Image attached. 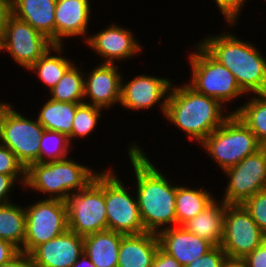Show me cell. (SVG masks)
Returning <instances> with one entry per match:
<instances>
[{"instance_id":"obj_37","label":"cell","mask_w":266,"mask_h":267,"mask_svg":"<svg viewBox=\"0 0 266 267\" xmlns=\"http://www.w3.org/2000/svg\"><path fill=\"white\" fill-rule=\"evenodd\" d=\"M243 259L248 267H266V240Z\"/></svg>"},{"instance_id":"obj_36","label":"cell","mask_w":266,"mask_h":267,"mask_svg":"<svg viewBox=\"0 0 266 267\" xmlns=\"http://www.w3.org/2000/svg\"><path fill=\"white\" fill-rule=\"evenodd\" d=\"M16 183L20 184L24 189L26 175H5L0 173V204H8L13 201L12 199L10 200V195H12V191L14 192Z\"/></svg>"},{"instance_id":"obj_16","label":"cell","mask_w":266,"mask_h":267,"mask_svg":"<svg viewBox=\"0 0 266 267\" xmlns=\"http://www.w3.org/2000/svg\"><path fill=\"white\" fill-rule=\"evenodd\" d=\"M119 69L116 64L99 63L88 73L84 70V103L104 110H110L117 103L119 105L122 79Z\"/></svg>"},{"instance_id":"obj_24","label":"cell","mask_w":266,"mask_h":267,"mask_svg":"<svg viewBox=\"0 0 266 267\" xmlns=\"http://www.w3.org/2000/svg\"><path fill=\"white\" fill-rule=\"evenodd\" d=\"M64 45H53L28 70L35 73L50 92L66 71L75 63L63 54ZM54 53V54H53ZM57 53V54H56Z\"/></svg>"},{"instance_id":"obj_31","label":"cell","mask_w":266,"mask_h":267,"mask_svg":"<svg viewBox=\"0 0 266 267\" xmlns=\"http://www.w3.org/2000/svg\"><path fill=\"white\" fill-rule=\"evenodd\" d=\"M104 109L82 103L76 109V114L73 119V128L71 134L68 136L70 143L73 145L72 141L75 139H85L91 135V133L96 132L98 121L101 120L102 111Z\"/></svg>"},{"instance_id":"obj_41","label":"cell","mask_w":266,"mask_h":267,"mask_svg":"<svg viewBox=\"0 0 266 267\" xmlns=\"http://www.w3.org/2000/svg\"><path fill=\"white\" fill-rule=\"evenodd\" d=\"M0 267H33L30 256L20 252L10 262L1 265Z\"/></svg>"},{"instance_id":"obj_5","label":"cell","mask_w":266,"mask_h":267,"mask_svg":"<svg viewBox=\"0 0 266 267\" xmlns=\"http://www.w3.org/2000/svg\"><path fill=\"white\" fill-rule=\"evenodd\" d=\"M194 51L189 52L190 65L189 83L197 93L218 100L223 106H230L233 100L247 95L237 83L235 76L217 60H215L198 42L193 45Z\"/></svg>"},{"instance_id":"obj_14","label":"cell","mask_w":266,"mask_h":267,"mask_svg":"<svg viewBox=\"0 0 266 267\" xmlns=\"http://www.w3.org/2000/svg\"><path fill=\"white\" fill-rule=\"evenodd\" d=\"M121 79L120 106L125 110H151L156 104L164 117L173 79L139 74L132 80Z\"/></svg>"},{"instance_id":"obj_1","label":"cell","mask_w":266,"mask_h":267,"mask_svg":"<svg viewBox=\"0 0 266 267\" xmlns=\"http://www.w3.org/2000/svg\"><path fill=\"white\" fill-rule=\"evenodd\" d=\"M127 154L133 169L134 188L145 232L158 234L177 226L176 184L156 168L137 142L128 143ZM161 170V171H160ZM172 182V183H171Z\"/></svg>"},{"instance_id":"obj_42","label":"cell","mask_w":266,"mask_h":267,"mask_svg":"<svg viewBox=\"0 0 266 267\" xmlns=\"http://www.w3.org/2000/svg\"><path fill=\"white\" fill-rule=\"evenodd\" d=\"M222 267H248L243 258L226 257Z\"/></svg>"},{"instance_id":"obj_3","label":"cell","mask_w":266,"mask_h":267,"mask_svg":"<svg viewBox=\"0 0 266 267\" xmlns=\"http://www.w3.org/2000/svg\"><path fill=\"white\" fill-rule=\"evenodd\" d=\"M225 108L218 100L197 93L186 82L172 84L164 119L199 145L231 115Z\"/></svg>"},{"instance_id":"obj_15","label":"cell","mask_w":266,"mask_h":267,"mask_svg":"<svg viewBox=\"0 0 266 267\" xmlns=\"http://www.w3.org/2000/svg\"><path fill=\"white\" fill-rule=\"evenodd\" d=\"M134 34L131 28L127 29L114 22L105 29L89 35L85 46L87 45L92 52L101 57L100 60H103L101 63L116 64L117 61L130 60L140 55L144 49Z\"/></svg>"},{"instance_id":"obj_13","label":"cell","mask_w":266,"mask_h":267,"mask_svg":"<svg viewBox=\"0 0 266 267\" xmlns=\"http://www.w3.org/2000/svg\"><path fill=\"white\" fill-rule=\"evenodd\" d=\"M265 240L266 236L242 204L226 205L221 247L228 257L244 258Z\"/></svg>"},{"instance_id":"obj_18","label":"cell","mask_w":266,"mask_h":267,"mask_svg":"<svg viewBox=\"0 0 266 267\" xmlns=\"http://www.w3.org/2000/svg\"><path fill=\"white\" fill-rule=\"evenodd\" d=\"M91 6V0H56L55 45H65V38L71 37H82L86 42L90 34Z\"/></svg>"},{"instance_id":"obj_29","label":"cell","mask_w":266,"mask_h":267,"mask_svg":"<svg viewBox=\"0 0 266 267\" xmlns=\"http://www.w3.org/2000/svg\"><path fill=\"white\" fill-rule=\"evenodd\" d=\"M74 63L48 93L49 98L70 103H84V72Z\"/></svg>"},{"instance_id":"obj_20","label":"cell","mask_w":266,"mask_h":267,"mask_svg":"<svg viewBox=\"0 0 266 267\" xmlns=\"http://www.w3.org/2000/svg\"><path fill=\"white\" fill-rule=\"evenodd\" d=\"M159 248V239L155 233L124 235L117 267H151Z\"/></svg>"},{"instance_id":"obj_35","label":"cell","mask_w":266,"mask_h":267,"mask_svg":"<svg viewBox=\"0 0 266 267\" xmlns=\"http://www.w3.org/2000/svg\"><path fill=\"white\" fill-rule=\"evenodd\" d=\"M226 253L221 246H213L200 258L195 259L185 267H222Z\"/></svg>"},{"instance_id":"obj_11","label":"cell","mask_w":266,"mask_h":267,"mask_svg":"<svg viewBox=\"0 0 266 267\" xmlns=\"http://www.w3.org/2000/svg\"><path fill=\"white\" fill-rule=\"evenodd\" d=\"M52 46L44 34L12 14L1 35L0 53L9 52L13 63L27 71Z\"/></svg>"},{"instance_id":"obj_39","label":"cell","mask_w":266,"mask_h":267,"mask_svg":"<svg viewBox=\"0 0 266 267\" xmlns=\"http://www.w3.org/2000/svg\"><path fill=\"white\" fill-rule=\"evenodd\" d=\"M151 267H183V266L174 257L168 255L161 248H159Z\"/></svg>"},{"instance_id":"obj_34","label":"cell","mask_w":266,"mask_h":267,"mask_svg":"<svg viewBox=\"0 0 266 267\" xmlns=\"http://www.w3.org/2000/svg\"><path fill=\"white\" fill-rule=\"evenodd\" d=\"M0 173L5 175H26V168L15 154L0 143Z\"/></svg>"},{"instance_id":"obj_8","label":"cell","mask_w":266,"mask_h":267,"mask_svg":"<svg viewBox=\"0 0 266 267\" xmlns=\"http://www.w3.org/2000/svg\"><path fill=\"white\" fill-rule=\"evenodd\" d=\"M44 130L37 119H29L13 104L1 101L0 143L8 147L26 169L39 162V139Z\"/></svg>"},{"instance_id":"obj_26","label":"cell","mask_w":266,"mask_h":267,"mask_svg":"<svg viewBox=\"0 0 266 267\" xmlns=\"http://www.w3.org/2000/svg\"><path fill=\"white\" fill-rule=\"evenodd\" d=\"M80 103L60 102L47 99L36 117L45 130L56 131L69 136L73 128V119Z\"/></svg>"},{"instance_id":"obj_30","label":"cell","mask_w":266,"mask_h":267,"mask_svg":"<svg viewBox=\"0 0 266 267\" xmlns=\"http://www.w3.org/2000/svg\"><path fill=\"white\" fill-rule=\"evenodd\" d=\"M39 162L55 161L70 155L72 144L66 134L44 130L40 139Z\"/></svg>"},{"instance_id":"obj_9","label":"cell","mask_w":266,"mask_h":267,"mask_svg":"<svg viewBox=\"0 0 266 267\" xmlns=\"http://www.w3.org/2000/svg\"><path fill=\"white\" fill-rule=\"evenodd\" d=\"M116 171L105 170L107 230L124 235L145 233L134 188L125 186ZM134 193V194H133Z\"/></svg>"},{"instance_id":"obj_23","label":"cell","mask_w":266,"mask_h":267,"mask_svg":"<svg viewBox=\"0 0 266 267\" xmlns=\"http://www.w3.org/2000/svg\"><path fill=\"white\" fill-rule=\"evenodd\" d=\"M124 234L105 230L83 237L84 252L96 267H117Z\"/></svg>"},{"instance_id":"obj_10","label":"cell","mask_w":266,"mask_h":267,"mask_svg":"<svg viewBox=\"0 0 266 267\" xmlns=\"http://www.w3.org/2000/svg\"><path fill=\"white\" fill-rule=\"evenodd\" d=\"M26 234L22 253L29 255L37 246L68 230L67 205L58 199H40L25 206Z\"/></svg>"},{"instance_id":"obj_17","label":"cell","mask_w":266,"mask_h":267,"mask_svg":"<svg viewBox=\"0 0 266 267\" xmlns=\"http://www.w3.org/2000/svg\"><path fill=\"white\" fill-rule=\"evenodd\" d=\"M83 252V237L67 230L37 246L29 256L33 267H73Z\"/></svg>"},{"instance_id":"obj_40","label":"cell","mask_w":266,"mask_h":267,"mask_svg":"<svg viewBox=\"0 0 266 267\" xmlns=\"http://www.w3.org/2000/svg\"><path fill=\"white\" fill-rule=\"evenodd\" d=\"M12 14V0H0V37Z\"/></svg>"},{"instance_id":"obj_19","label":"cell","mask_w":266,"mask_h":267,"mask_svg":"<svg viewBox=\"0 0 266 267\" xmlns=\"http://www.w3.org/2000/svg\"><path fill=\"white\" fill-rule=\"evenodd\" d=\"M160 248L174 257L183 267L203 256L213 245L206 239L187 231L183 226H173L158 234Z\"/></svg>"},{"instance_id":"obj_25","label":"cell","mask_w":266,"mask_h":267,"mask_svg":"<svg viewBox=\"0 0 266 267\" xmlns=\"http://www.w3.org/2000/svg\"><path fill=\"white\" fill-rule=\"evenodd\" d=\"M205 187L192 188L176 184V221L182 226L188 220L201 213L216 197Z\"/></svg>"},{"instance_id":"obj_12","label":"cell","mask_w":266,"mask_h":267,"mask_svg":"<svg viewBox=\"0 0 266 267\" xmlns=\"http://www.w3.org/2000/svg\"><path fill=\"white\" fill-rule=\"evenodd\" d=\"M223 173L228 183L222 200L227 204H242L254 194L266 190V147L246 156Z\"/></svg>"},{"instance_id":"obj_21","label":"cell","mask_w":266,"mask_h":267,"mask_svg":"<svg viewBox=\"0 0 266 267\" xmlns=\"http://www.w3.org/2000/svg\"><path fill=\"white\" fill-rule=\"evenodd\" d=\"M56 0H12L13 15L26 21L55 45Z\"/></svg>"},{"instance_id":"obj_33","label":"cell","mask_w":266,"mask_h":267,"mask_svg":"<svg viewBox=\"0 0 266 267\" xmlns=\"http://www.w3.org/2000/svg\"><path fill=\"white\" fill-rule=\"evenodd\" d=\"M248 0H214L215 4L217 5V10L219 8V12L224 21L226 22V26L229 28L237 26V22L240 19V14L244 9V4ZM229 24V25H228Z\"/></svg>"},{"instance_id":"obj_27","label":"cell","mask_w":266,"mask_h":267,"mask_svg":"<svg viewBox=\"0 0 266 267\" xmlns=\"http://www.w3.org/2000/svg\"><path fill=\"white\" fill-rule=\"evenodd\" d=\"M16 204H0V239L21 250L26 234V213L25 207Z\"/></svg>"},{"instance_id":"obj_28","label":"cell","mask_w":266,"mask_h":267,"mask_svg":"<svg viewBox=\"0 0 266 267\" xmlns=\"http://www.w3.org/2000/svg\"><path fill=\"white\" fill-rule=\"evenodd\" d=\"M246 100L231 113H235L254 133L261 146L266 147V94H253Z\"/></svg>"},{"instance_id":"obj_7","label":"cell","mask_w":266,"mask_h":267,"mask_svg":"<svg viewBox=\"0 0 266 267\" xmlns=\"http://www.w3.org/2000/svg\"><path fill=\"white\" fill-rule=\"evenodd\" d=\"M82 190L66 199L68 230L85 237L107 230L105 170Z\"/></svg>"},{"instance_id":"obj_32","label":"cell","mask_w":266,"mask_h":267,"mask_svg":"<svg viewBox=\"0 0 266 267\" xmlns=\"http://www.w3.org/2000/svg\"><path fill=\"white\" fill-rule=\"evenodd\" d=\"M242 205L266 236V190L254 194Z\"/></svg>"},{"instance_id":"obj_2","label":"cell","mask_w":266,"mask_h":267,"mask_svg":"<svg viewBox=\"0 0 266 267\" xmlns=\"http://www.w3.org/2000/svg\"><path fill=\"white\" fill-rule=\"evenodd\" d=\"M225 32L204 36L198 43L235 76L247 95L266 94L265 55L253 42Z\"/></svg>"},{"instance_id":"obj_38","label":"cell","mask_w":266,"mask_h":267,"mask_svg":"<svg viewBox=\"0 0 266 267\" xmlns=\"http://www.w3.org/2000/svg\"><path fill=\"white\" fill-rule=\"evenodd\" d=\"M20 253V250L12 243L0 239V266L10 262Z\"/></svg>"},{"instance_id":"obj_22","label":"cell","mask_w":266,"mask_h":267,"mask_svg":"<svg viewBox=\"0 0 266 267\" xmlns=\"http://www.w3.org/2000/svg\"><path fill=\"white\" fill-rule=\"evenodd\" d=\"M227 203L217 198L201 213L185 222L182 226L200 238L206 239L213 246H221L225 207Z\"/></svg>"},{"instance_id":"obj_43","label":"cell","mask_w":266,"mask_h":267,"mask_svg":"<svg viewBox=\"0 0 266 267\" xmlns=\"http://www.w3.org/2000/svg\"><path fill=\"white\" fill-rule=\"evenodd\" d=\"M73 267H96L85 252L79 257V259L73 264Z\"/></svg>"},{"instance_id":"obj_6","label":"cell","mask_w":266,"mask_h":267,"mask_svg":"<svg viewBox=\"0 0 266 267\" xmlns=\"http://www.w3.org/2000/svg\"><path fill=\"white\" fill-rule=\"evenodd\" d=\"M199 146L222 172L262 148L254 133L235 113H231Z\"/></svg>"},{"instance_id":"obj_4","label":"cell","mask_w":266,"mask_h":267,"mask_svg":"<svg viewBox=\"0 0 266 267\" xmlns=\"http://www.w3.org/2000/svg\"><path fill=\"white\" fill-rule=\"evenodd\" d=\"M74 160L69 156L61 160L32 163L26 169L24 190L37 191L46 199L66 201L71 194L84 189L99 172Z\"/></svg>"}]
</instances>
